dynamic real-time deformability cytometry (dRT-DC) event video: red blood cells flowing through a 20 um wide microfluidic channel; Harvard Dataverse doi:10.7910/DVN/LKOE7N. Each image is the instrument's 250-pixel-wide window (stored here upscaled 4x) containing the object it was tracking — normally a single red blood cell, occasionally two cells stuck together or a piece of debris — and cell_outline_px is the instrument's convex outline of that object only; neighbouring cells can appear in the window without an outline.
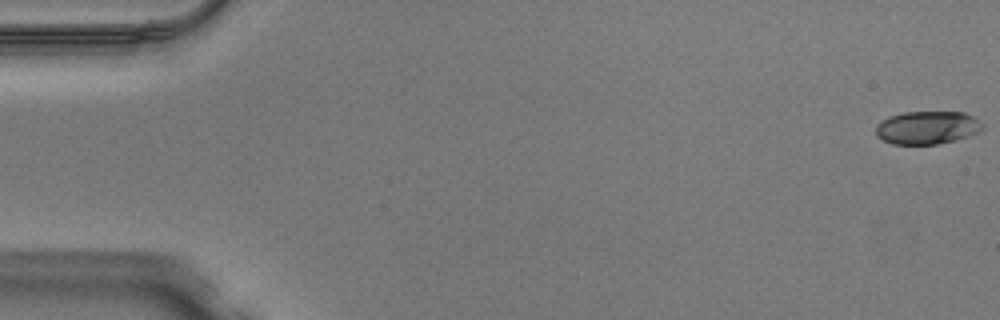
{"species": "Egyptian fruit bat (a non-hibernating species)", "species_latin": "Rousettus aegyptiacus", "temperature_condition": "warm", "stored_images_in_passage": 50, "camera_frame_rate_fps": 3000, "um_per_image_px": 0.085, "animal": {"sex": "male"}, "frame": {"image": 1, "passage_image": 1, "time_ms": 0.0, "image_size_px": [1000, 320], "cell_outline_px": [[984, 128], [980, 132], [956, 140], [936, 144], [892, 144], [876, 136], [876, 124], [880, 120], [888, 116], [904, 112], [964, 112], [972, 116], [984, 124]], "centroid_in_image_um": [78.81, 10.84], "position_along_channel_um": 6.2, "area_um2": 20.75}}
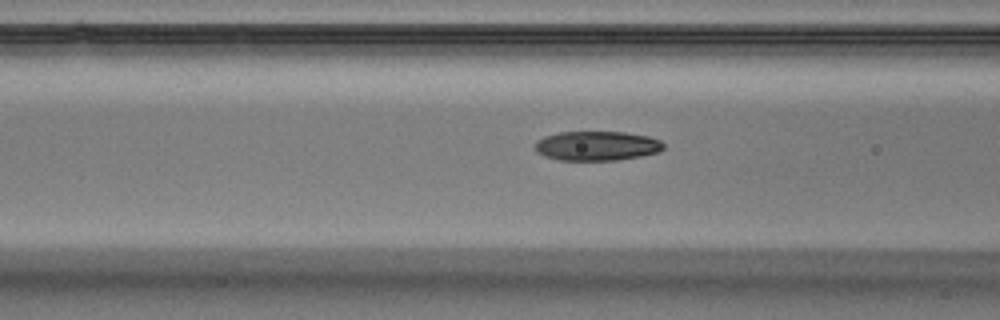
{"frame": {"image": 2, "passage_image": 20, "time_ms": 6.333, "image_size_px": [1000, 320], "cell_outline_px": [[664, 148], [660, 152], [640, 156], [616, 160], [560, 160], [544, 156], [536, 152], [532, 148], [536, 140], [544, 136], [560, 132], [624, 132], [648, 136], [660, 140], [664, 144]], "centroid_in_image_um": [50.7, 12.4], "position_along_channel_um": 115.9, "area_um2": 22.25}}
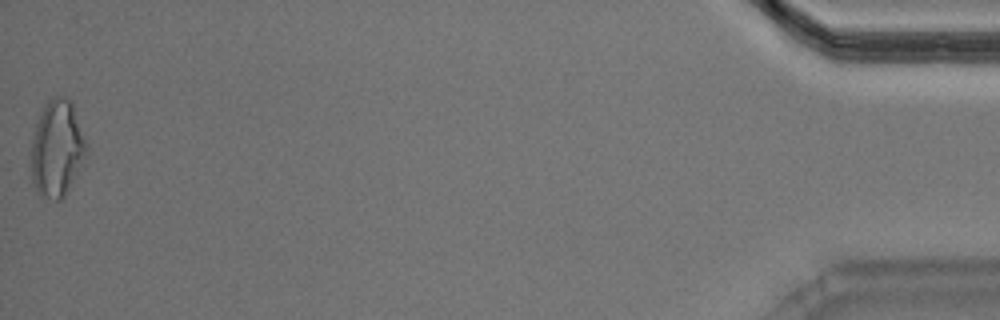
{"frame": {"image": 3, "passage_image": 50, "time_ms": 16.333, "image_size_px": [1000, 320], "cell_outline_px": [[88, 156], [84, 164], [64, 196], [60, 200], [56, 200], [40, 196], [36, 192], [32, 180], [32, 140], [36, 124], [48, 100], [52, 96], [64, 96], [72, 100], [88, 144]], "centroid_in_image_um": [4.9, 12.63], "position_along_channel_um": 430.3, "area_um2": 31.56}, "authors_computed_cell_mechanics": {"area_um2": 22.5131, "velocity_mm_per_s": 4.1024, "shape_relaxation_time_tau1_ms": 7.0839, "shape_relaxation_time_tau2_ms": 3.3196, "deformation_change_tau1": 0.2152, "deformation_change_tau2": 0.1114}}